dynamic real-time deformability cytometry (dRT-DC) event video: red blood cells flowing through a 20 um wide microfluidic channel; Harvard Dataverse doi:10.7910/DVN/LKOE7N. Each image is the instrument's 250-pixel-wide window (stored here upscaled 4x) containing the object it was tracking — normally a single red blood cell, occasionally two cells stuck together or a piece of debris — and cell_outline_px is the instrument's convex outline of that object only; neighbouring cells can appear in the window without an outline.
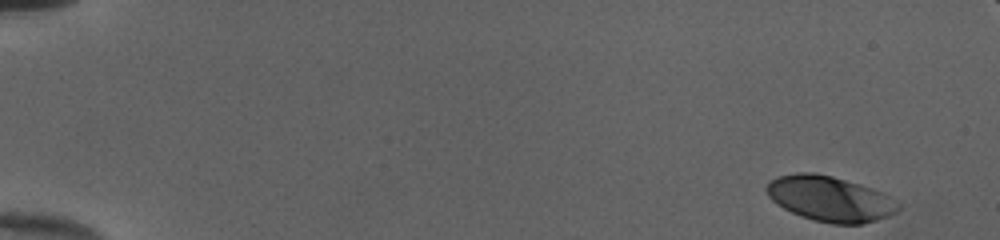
{"species": "human", "species_latin": "Homo sapiens", "temperature_condition": "cold", "stored_images_in_passage": 50, "camera_frame_rate_fps": 3000, "um_per_image_px": 0.085, "donor": {"sex": "female"}, "frame": {"image": 1, "passage_image": 1, "time_ms": 0.0, "image_size_px": [1000, 240], "cell_outline_px": [[900, 208], [896, 212], [888, 216], [864, 224], [832, 224], [812, 220], [800, 216], [776, 204], [768, 196], [764, 188], [772, 180], [780, 176], [796, 172], [812, 172], [832, 176], [860, 184], [884, 192], [900, 204]], "centroid_in_image_um": [70.56, 16.9], "position_along_channel_um": 14.4, "area_um2": 34.91}}
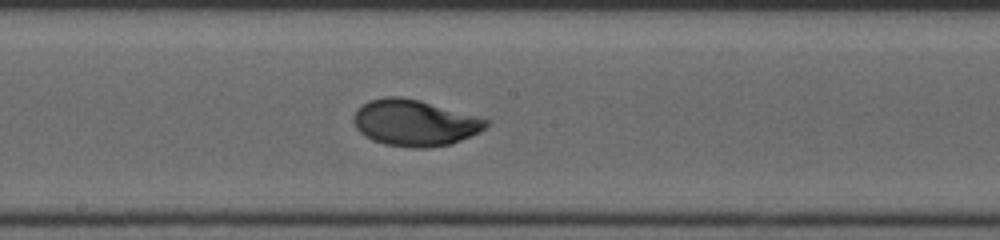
{"frame": {"image": 2, "passage_image": 28, "time_ms": 9.0, "image_size_px": [1000, 240], "cell_outline_px": [[488, 124], [480, 132], [452, 144], [428, 148], [412, 148], [384, 144], [372, 140], [364, 136], [356, 128], [352, 120], [352, 116], [356, 108], [368, 100], [388, 96], [400, 96], [420, 100], [488, 120]], "centroid_in_image_um": [35.18, 10.45], "position_along_channel_um": 213.0, "area_um2": 35.84}}
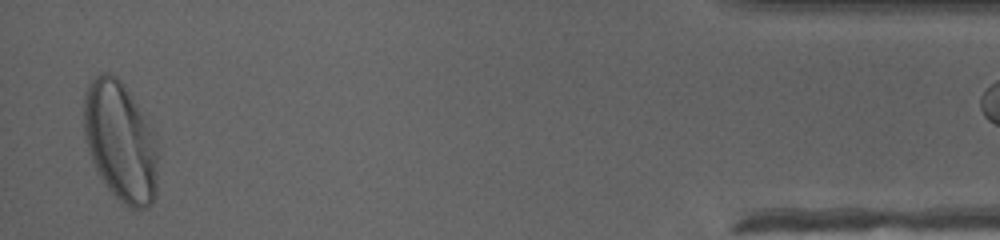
{"frame": {"image": 3, "passage_image": 49, "time_ms": 16.0, "image_size_px": [1000, 240], "cell_outline_px": [[156, 196], [148, 208], [128, 208], [108, 188], [96, 172], [88, 152], [84, 136], [84, 92], [88, 84], [96, 76], [104, 72], [108, 72], [116, 76], [124, 84], [132, 96], [156, 144]], "centroid_in_image_um": [10.18, 12.04], "position_along_channel_um": 425.0, "area_um2": 51.04}}